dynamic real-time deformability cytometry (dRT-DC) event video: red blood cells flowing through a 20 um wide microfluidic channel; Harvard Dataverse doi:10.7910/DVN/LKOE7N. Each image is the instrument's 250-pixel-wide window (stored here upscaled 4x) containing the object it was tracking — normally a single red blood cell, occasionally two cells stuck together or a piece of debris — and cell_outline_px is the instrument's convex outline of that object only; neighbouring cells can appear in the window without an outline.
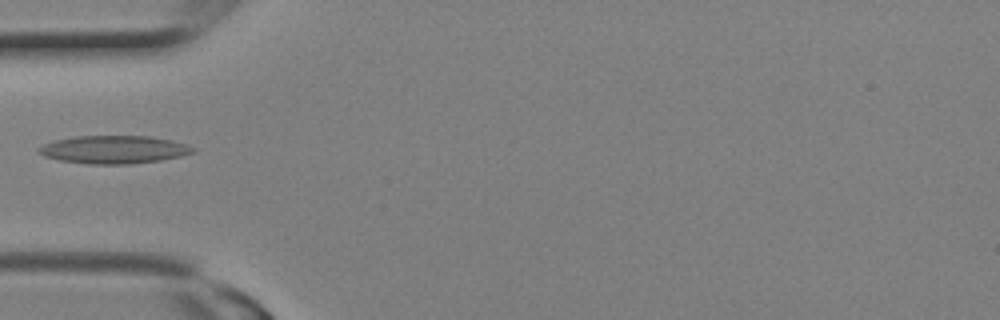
{"species": "Egyptian fruit bat (a non-hibernating species)", "species_latin": "Rousettus aegyptiacus", "temperature_condition": "room temperature", "stored_images_in_passage": 18, "camera_frame_rate_fps": 3000, "um_per_image_px": 0.085, "animal": {"sex": "female"}, "frame": {"image": 1, "passage_image": 2, "time_ms": 0.333, "image_size_px": [1000, 320], "cell_outline_px": [[196, 152], [180, 156], [160, 160], [128, 164], [88, 164], [60, 160], [44, 156], [36, 152], [36, 148], [44, 144], [56, 140], [76, 136], [148, 136], [172, 140], [196, 148]], "centroid_in_image_um": [9.66, 12.71], "position_along_channel_um": 75.3, "area_um2": 25.09}}
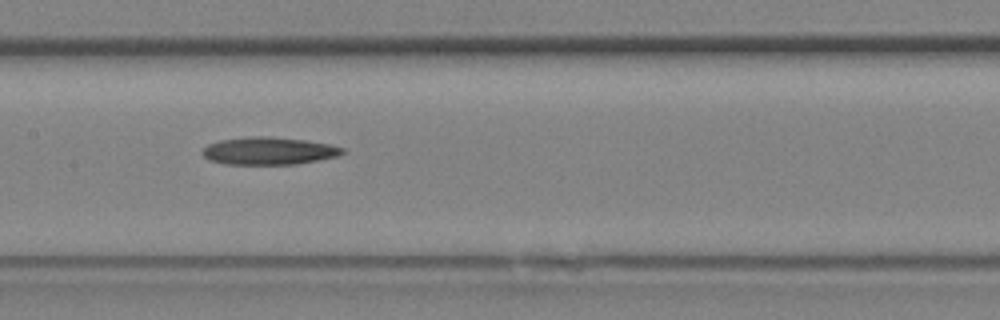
{"frame": {"image": 2, "passage_image": 6, "time_ms": 1.667, "image_size_px": [1000, 320], "cell_outline_px": [[344, 152], [336, 156], [296, 164], [224, 164], [208, 160], [204, 156], [204, 148], [208, 144], [220, 140], [256, 136], [268, 136], [304, 140], [332, 144], [344, 148]], "centroid_in_image_um": [22.85, 12.82], "position_along_channel_um": 184.6, "area_um2": 22.25}}
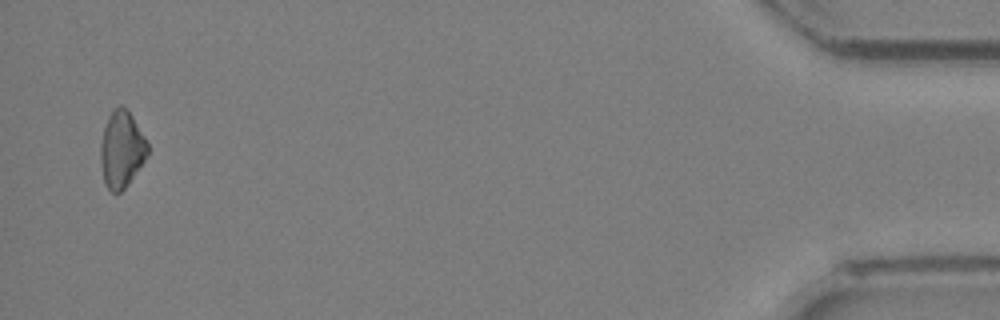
{"frame": {"image": 3, "passage_image": 18, "time_ms": 5.667, "image_size_px": [1000, 320], "cell_outline_px": [[148, 152], [144, 160], [124, 188], [120, 192], [112, 192], [108, 188], [104, 180], [100, 160], [100, 144], [104, 128], [108, 116], [112, 108], [120, 104], [128, 108], [144, 136], [148, 144]], "centroid_in_image_um": [10.32, 12.62], "position_along_channel_um": 424.9, "area_um2": 20.87}}